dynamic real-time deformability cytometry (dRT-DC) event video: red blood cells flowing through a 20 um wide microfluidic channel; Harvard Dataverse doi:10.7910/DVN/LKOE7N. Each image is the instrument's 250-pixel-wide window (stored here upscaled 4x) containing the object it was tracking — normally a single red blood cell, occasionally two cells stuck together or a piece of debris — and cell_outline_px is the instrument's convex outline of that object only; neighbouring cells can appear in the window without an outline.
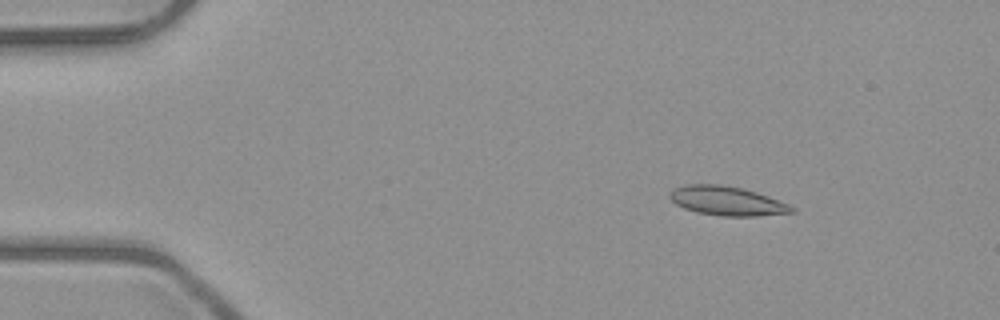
{"species": "common noctule bat (a hibernating species)", "species_latin": "Nyctalus noctula", "temperature_condition": "room temperature", "stored_images_in_passage": 4, "camera_frame_rate_fps": 3000, "um_per_image_px": 0.085, "animal": {"sex": "male", "body_mass_g": 23.1, "forearm_length_mm": 52.7}, "frame": {"image": 1, "passage_image": 2, "time_ms": 1.333, "image_size_px": [1000, 320], "cell_outline_px": [[796, 212], [756, 216], [724, 216], [696, 212], [684, 208], [676, 204], [668, 196], [668, 192], [672, 188], [684, 184], [720, 184], [744, 188], [768, 196], [788, 204], [796, 208]], "centroid_in_image_um": [61.77, 17.06], "position_along_channel_um": 23.2, "area_um2": 20.92}}